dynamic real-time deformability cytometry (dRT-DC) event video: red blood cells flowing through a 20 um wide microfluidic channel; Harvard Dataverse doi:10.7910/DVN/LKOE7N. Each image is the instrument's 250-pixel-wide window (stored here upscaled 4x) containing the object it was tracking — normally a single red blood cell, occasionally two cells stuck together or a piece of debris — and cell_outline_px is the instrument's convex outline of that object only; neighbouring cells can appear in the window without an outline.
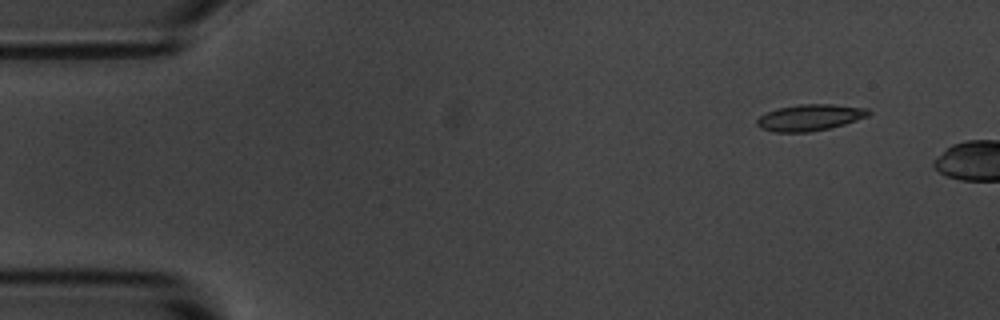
{"species": "common noctule bat (a hibernating species)", "species_latin": "Nyctalus noctula", "temperature_condition": "room temperature", "stored_images_in_passage": 3, "camera_frame_rate_fps": 3000, "um_per_image_px": 0.085, "animal": {"sex": "male", "body_mass_g": 20.1, "forearm_length_mm": 53.5}, "frame": {"image": 1, "passage_image": 2, "time_ms": 1.0, "image_size_px": [1000, 320], "cell_outline_px": [[872, 112], [868, 116], [832, 128], [808, 132], [772, 132], [760, 128], [756, 124], [756, 120], [760, 116], [776, 108], [800, 104], [832, 104], [868, 108]], "centroid_in_image_um": [68.84, 9.99], "position_along_channel_um": 16.2, "area_um2": 17.28}}